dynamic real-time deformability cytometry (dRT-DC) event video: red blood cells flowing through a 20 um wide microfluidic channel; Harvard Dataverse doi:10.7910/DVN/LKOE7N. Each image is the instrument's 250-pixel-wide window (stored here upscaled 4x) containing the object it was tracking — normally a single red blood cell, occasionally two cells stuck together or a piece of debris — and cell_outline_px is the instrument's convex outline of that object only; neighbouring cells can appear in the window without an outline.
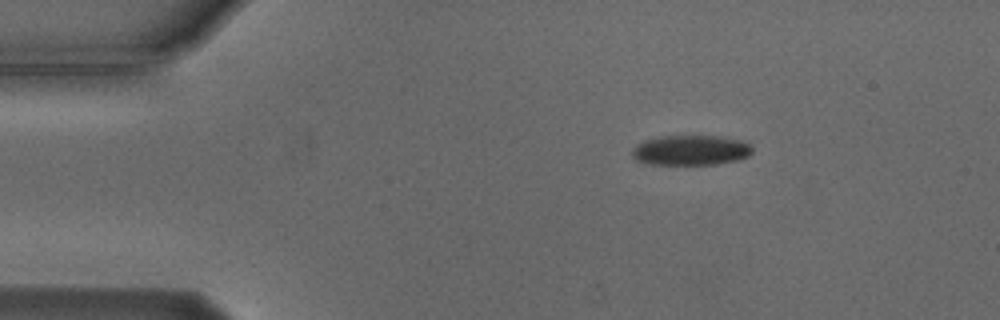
{"species": "Egyptian fruit bat (a non-hibernating species)", "species_latin": "Rousettus aegyptiacus", "temperature_condition": "cold", "stored_images_in_passage": 3, "camera_frame_rate_fps": 3000, "um_per_image_px": 0.085, "animal": {"sex": "male"}, "frame": {"image": 1, "passage_image": 1, "time_ms": 0.0, "image_size_px": [1000, 320], "cell_outline_px": [[752, 152], [748, 156], [740, 160], [716, 164], [648, 164], [636, 160], [632, 156], [632, 148], [636, 144], [644, 140], [664, 136], [716, 136], [748, 140], [752, 144]], "centroid_in_image_um": [58.76, 12.76], "position_along_channel_um": 26.2, "area_um2": 21.39}}
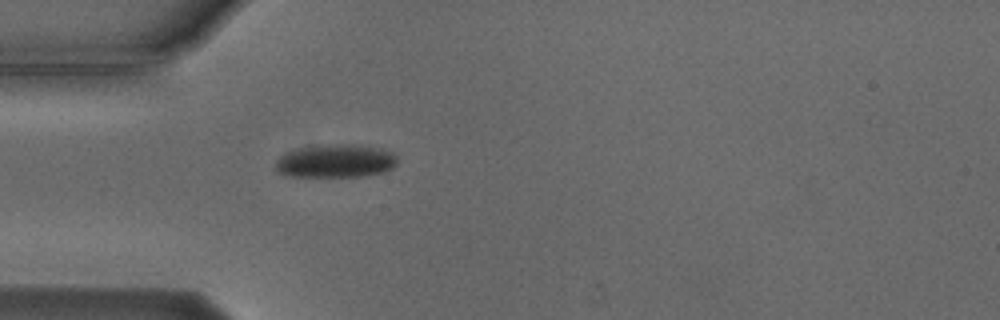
{"frame": {"image": 2, "passage_image": 3, "time_ms": 2.333, "image_size_px": [1000, 320], "cell_outline_px": [[396, 164], [392, 168], [384, 172], [360, 176], [288, 176], [276, 172], [276, 160], [280, 156], [288, 152], [300, 148], [332, 144], [352, 144], [380, 148], [392, 152], [396, 156]], "centroid_in_image_um": [28.53, 13.69], "position_along_channel_um": 56.5, "area_um2": 23.41}}